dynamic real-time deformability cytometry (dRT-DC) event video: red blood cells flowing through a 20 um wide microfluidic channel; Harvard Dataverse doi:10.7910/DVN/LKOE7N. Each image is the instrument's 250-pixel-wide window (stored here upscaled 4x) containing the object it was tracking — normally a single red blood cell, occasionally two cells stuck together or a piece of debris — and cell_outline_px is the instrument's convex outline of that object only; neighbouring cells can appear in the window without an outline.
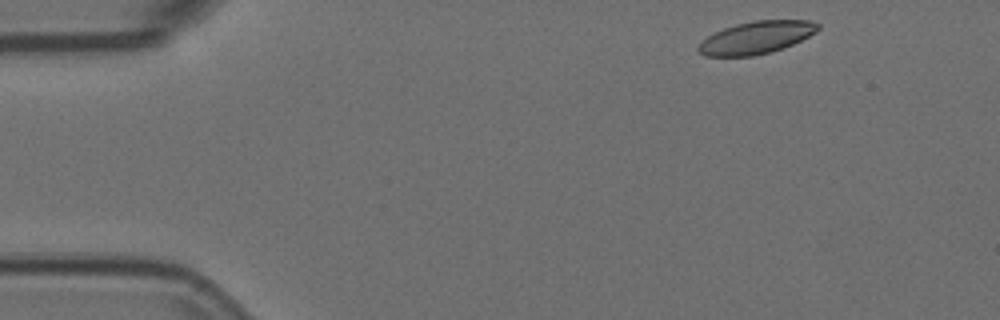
{"species": "Egyptian fruit bat (a non-hibernating species)", "species_latin": "Rousettus aegyptiacus", "temperature_condition": "room temperature", "stored_images_in_passage": 3, "camera_frame_rate_fps": 3000, "um_per_image_px": 0.085, "animal": {"sex": "female"}, "frame": {"image": 1, "passage_image": 1, "time_ms": 0.0, "image_size_px": [1000, 320], "cell_outline_px": [[820, 28], [816, 32], [784, 48], [772, 52], [752, 56], [704, 56], [696, 48], [708, 36], [724, 28], [736, 24], [752, 20], [808, 20], [820, 24]], "centroid_in_image_um": [64.3, 3.19], "position_along_channel_um": 20.7, "area_um2": 22.54}}